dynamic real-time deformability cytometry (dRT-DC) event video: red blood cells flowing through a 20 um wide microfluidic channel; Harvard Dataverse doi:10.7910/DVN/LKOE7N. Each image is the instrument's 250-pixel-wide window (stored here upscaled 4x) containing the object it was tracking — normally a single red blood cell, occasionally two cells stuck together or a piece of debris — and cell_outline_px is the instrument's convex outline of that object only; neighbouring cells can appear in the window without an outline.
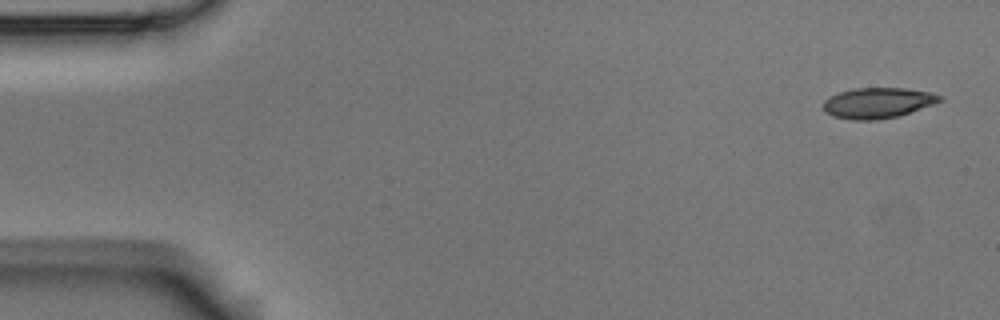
{"species": "Egyptian fruit bat (a non-hibernating species)", "species_latin": "Rousettus aegyptiacus", "temperature_condition": "room temperature", "stored_images_in_passage": 5, "camera_frame_rate_fps": 3000, "um_per_image_px": 0.085, "animal": {"sex": "male"}, "frame": {"image": 1, "passage_image": 1, "time_ms": 0.0, "image_size_px": [1000, 320], "cell_outline_px": [[944, 100], [936, 104], [896, 116], [876, 120], [852, 120], [832, 116], [824, 112], [824, 100], [840, 92], [852, 88], [904, 88], [932, 92], [944, 96]], "centroid_in_image_um": [74.65, 8.74], "position_along_channel_um": 10.3, "area_um2": 20.87}}
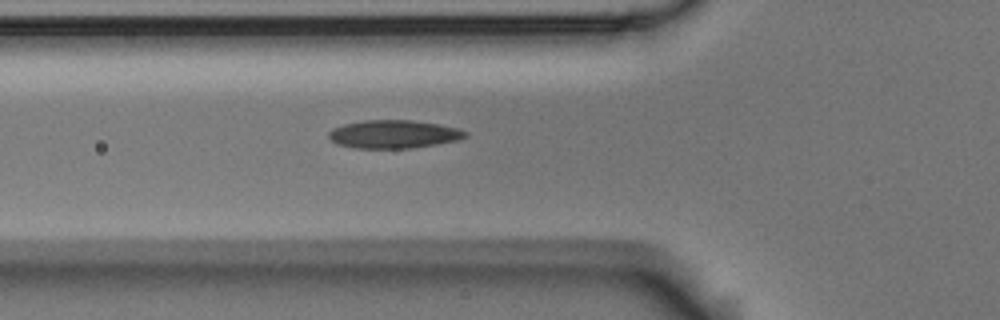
{"frame": {"image": 2, "passage_image": 5, "time_ms": 1.333, "image_size_px": [1000, 320], "cell_outline_px": [[468, 136], [456, 140], [436, 144], [412, 148], [352, 148], [336, 144], [328, 136], [328, 132], [332, 128], [344, 124], [364, 120], [412, 120], [436, 124], [456, 128], [468, 132]], "centroid_in_image_um": [33.42, 11.41], "position_along_channel_um": 92.4, "area_um2": 22.37}}